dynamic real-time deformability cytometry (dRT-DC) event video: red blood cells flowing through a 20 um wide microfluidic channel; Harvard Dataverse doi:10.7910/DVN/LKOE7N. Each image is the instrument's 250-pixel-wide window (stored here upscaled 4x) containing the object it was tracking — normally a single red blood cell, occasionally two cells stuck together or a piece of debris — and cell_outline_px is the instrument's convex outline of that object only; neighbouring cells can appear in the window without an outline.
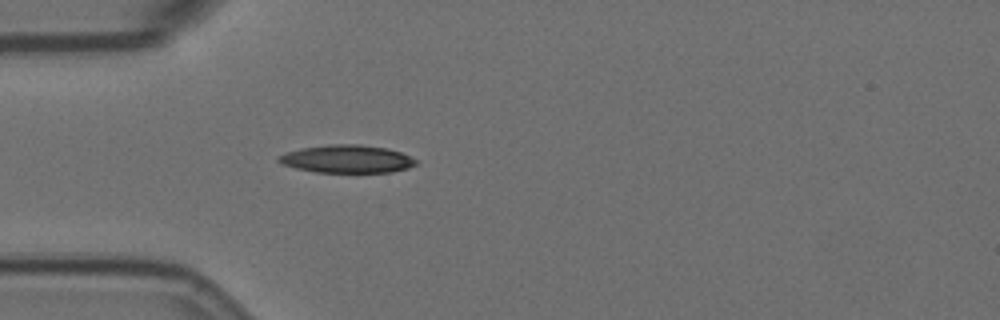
{"species": "Egyptian fruit bat (a non-hibernating species)", "species_latin": "Rousettus aegyptiacus", "temperature_condition": "room temperature", "stored_images_in_passage": 3, "camera_frame_rate_fps": 3000, "um_per_image_px": 0.085, "animal": {"sex": "female"}, "frame": {"image": 1, "passage_image": 3, "time_ms": 0.667, "image_size_px": [1000, 320], "cell_outline_px": [[420, 164], [408, 168], [392, 172], [316, 172], [296, 168], [280, 164], [276, 160], [280, 156], [288, 152], [300, 148], [328, 144], [360, 144], [388, 148], [400, 152], [416, 160]], "centroid_in_image_um": [29.51, 13.51], "position_along_channel_um": 55.5, "area_um2": 22.37}}